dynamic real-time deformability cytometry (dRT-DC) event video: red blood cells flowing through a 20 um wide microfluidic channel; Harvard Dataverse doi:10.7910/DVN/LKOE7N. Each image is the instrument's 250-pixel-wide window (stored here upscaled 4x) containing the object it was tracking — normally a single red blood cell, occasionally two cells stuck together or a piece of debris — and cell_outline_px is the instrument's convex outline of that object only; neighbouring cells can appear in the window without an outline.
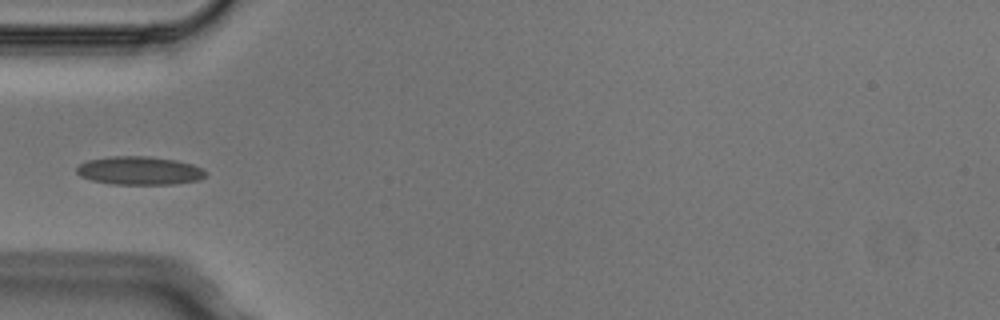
{"species": "Egyptian fruit bat (a non-hibernating species)", "species_latin": "Rousettus aegyptiacus", "temperature_condition": "cold", "stored_images_in_passage": 5, "camera_frame_rate_fps": 3000, "um_per_image_px": 0.085, "animal": {"sex": "male"}, "frame": {"image": 1, "passage_image": 4, "time_ms": 1.0, "image_size_px": [1000, 320], "cell_outline_px": [[208, 172], [200, 180], [172, 184], [112, 184], [92, 180], [80, 176], [76, 172], [76, 168], [80, 164], [88, 160], [108, 156], [148, 156], [176, 160], [192, 164], [204, 168]], "centroid_in_image_um": [11.87, 14.5], "position_along_channel_um": 73.1, "area_um2": 21.44}}
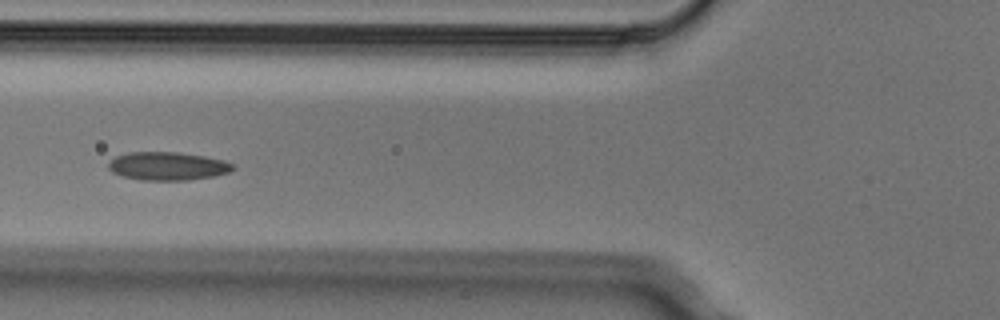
{"frame": {"image": 2, "passage_image": 5, "time_ms": 1.333, "image_size_px": [1000, 320], "cell_outline_px": [[236, 168], [228, 172], [212, 176], [188, 180], [140, 180], [124, 176], [112, 172], [108, 168], [108, 164], [116, 156], [128, 152], [180, 152], [204, 156], [224, 160], [232, 164]], "centroid_in_image_um": [14.25, 14.11], "position_along_channel_um": 111.6, "area_um2": 20.4}}